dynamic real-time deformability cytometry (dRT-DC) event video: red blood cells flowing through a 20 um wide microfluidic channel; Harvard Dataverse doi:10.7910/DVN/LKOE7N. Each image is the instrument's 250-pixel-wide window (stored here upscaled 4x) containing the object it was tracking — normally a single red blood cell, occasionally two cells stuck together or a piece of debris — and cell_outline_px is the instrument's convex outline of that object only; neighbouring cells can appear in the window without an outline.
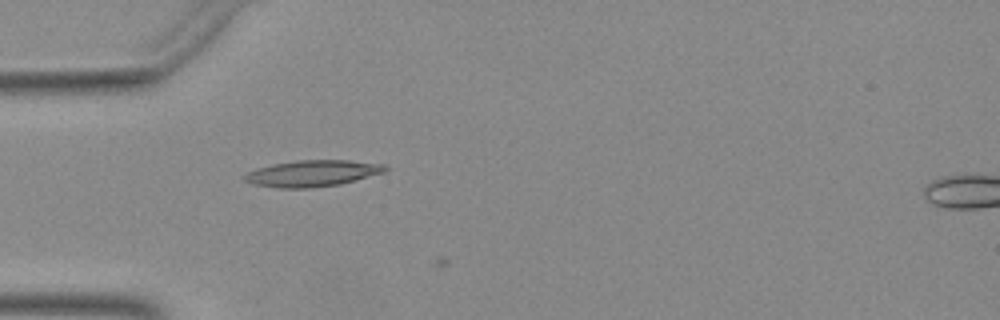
{"species": "Egyptian fruit bat (a non-hibernating species)", "species_latin": "Rousettus aegyptiacus", "temperature_condition": "warm", "stored_images_in_passage": 5, "camera_frame_rate_fps": 3000, "um_per_image_px": 0.085, "animal": {"sex": "female"}, "frame": {"image": 1, "passage_image": 4, "time_ms": 1.0, "image_size_px": [1000, 320], "cell_outline_px": [[388, 168], [384, 172], [340, 184], [308, 188], [276, 188], [252, 184], [244, 180], [244, 176], [248, 172], [256, 168], [272, 164], [296, 160], [348, 160], [384, 164]], "centroid_in_image_um": [26.52, 14.73], "position_along_channel_um": 58.5, "area_um2": 21.56}}